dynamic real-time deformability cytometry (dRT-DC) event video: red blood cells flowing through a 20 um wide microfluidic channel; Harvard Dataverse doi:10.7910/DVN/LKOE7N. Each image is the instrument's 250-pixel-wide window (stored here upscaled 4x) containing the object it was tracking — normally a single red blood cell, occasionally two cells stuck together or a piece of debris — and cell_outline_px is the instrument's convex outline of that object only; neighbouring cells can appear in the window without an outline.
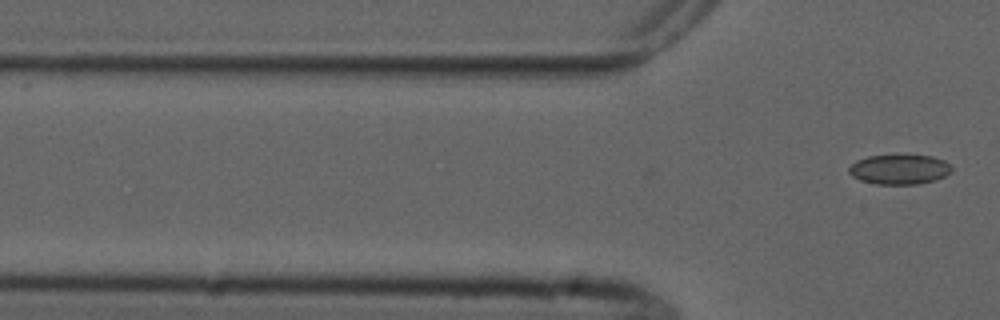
{"species": "common noctule bat (a hibernating species)", "species_latin": "Nyctalus noctula", "temperature_condition": "cold", "stored_images_in_passage": 4, "camera_frame_rate_fps": 3000, "um_per_image_px": 0.085, "animal": {"sex": "male", "forearm_length_mm": 52.5}, "frame": {"image": 1, "passage_image": 4, "time_ms": 4.667, "image_size_px": [1000, 320], "cell_outline_px": [[952, 172], [944, 176], [920, 184], [876, 184], [860, 180], [852, 176], [848, 172], [848, 168], [856, 160], [868, 156], [896, 152], [904, 152], [932, 156], [944, 160], [952, 168]], "centroid_in_image_um": [76.43, 14.34], "position_along_channel_um": 49.4, "area_um2": 18.67}}